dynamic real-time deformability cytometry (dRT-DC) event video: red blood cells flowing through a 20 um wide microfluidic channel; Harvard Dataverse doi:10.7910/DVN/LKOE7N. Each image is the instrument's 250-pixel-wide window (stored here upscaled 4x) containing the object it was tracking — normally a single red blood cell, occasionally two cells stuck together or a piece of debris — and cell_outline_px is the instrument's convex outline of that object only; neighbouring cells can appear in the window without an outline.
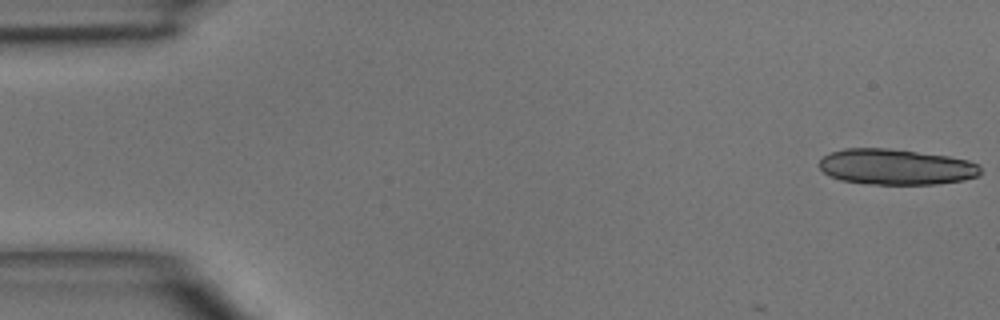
{"species": "common noctule bat (a hibernating species)", "species_latin": "Nyctalus noctula", "temperature_condition": "room temperature", "stored_images_in_passage": 6, "camera_frame_rate_fps": 3000, "um_per_image_px": 0.085, "animal": {"sex": "male", "body_mass_g": 15.6}, "frame": {"image": 1, "passage_image": 1, "time_ms": 0.0, "image_size_px": [1000, 320], "cell_outline_px": [[980, 176], [964, 180], [936, 184], [872, 184], [840, 180], [824, 172], [820, 168], [820, 160], [824, 156], [832, 152], [844, 148], [888, 148], [948, 156], [968, 160], [980, 164]], "centroid_in_image_um": [76.2, 14.18], "position_along_channel_um": 8.8, "area_um2": 33.52}}
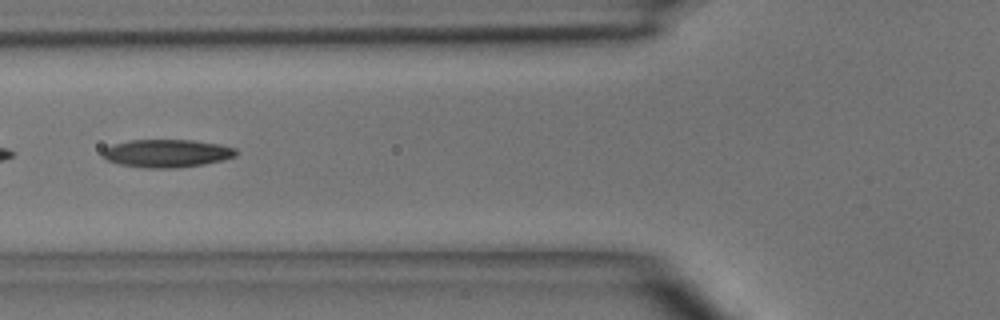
{"frame": {"image": 2, "passage_image": 6, "time_ms": 5.667, "image_size_px": [1000, 320], "cell_outline_px": [[236, 156], [224, 160], [204, 164], [176, 168], [144, 168], [120, 164], [108, 160], [100, 156], [100, 152], [104, 148], [112, 144], [128, 140], [192, 140], [220, 144], [236, 148]], "centroid_in_image_um": [14.15, 13.03], "position_along_channel_um": 111.7, "area_um2": 21.96}}